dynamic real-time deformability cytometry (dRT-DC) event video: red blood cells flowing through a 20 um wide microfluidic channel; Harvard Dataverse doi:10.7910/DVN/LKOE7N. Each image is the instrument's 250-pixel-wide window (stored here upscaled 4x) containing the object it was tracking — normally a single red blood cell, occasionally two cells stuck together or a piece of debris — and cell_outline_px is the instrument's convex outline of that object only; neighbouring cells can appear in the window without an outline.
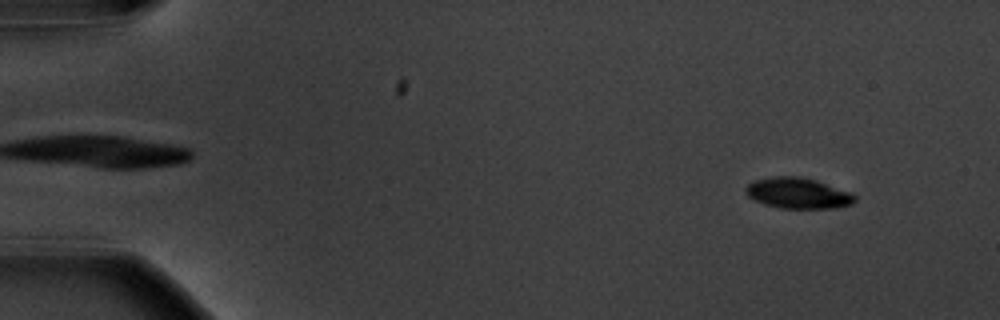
{"species": "common noctule bat (a hibernating species)", "species_latin": "Nyctalus noctula", "temperature_condition": "warm", "stored_images_in_passage": 56, "camera_frame_rate_fps": 3000, "um_per_image_px": 0.085, "animal": {"sex": "male", "body_mass_g": 20.1, "forearm_length_mm": 53.5}, "frame": {"image": 1, "passage_image": 5, "time_ms": 1.333, "image_size_px": [1000, 320], "cell_outline_px": [[856, 200], [852, 204], [836, 208], [780, 208], [764, 204], [748, 196], [744, 188], [752, 180], [772, 176], [800, 176], [816, 180], [852, 192], [856, 196]], "centroid_in_image_um": [67.84, 16.41], "position_along_channel_um": 17.2, "area_um2": 19.77}}
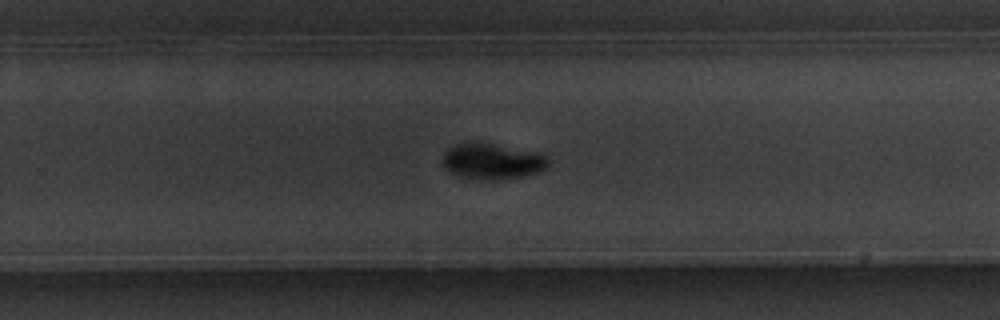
{"frame": {"image": 2, "passage_image": 37, "time_ms": 12.0, "image_size_px": [1000, 320], "cell_outline_px": [[548, 164], [544, 168], [536, 172], [524, 176], [492, 180], [460, 176], [452, 172], [444, 164], [444, 152], [448, 148], [456, 144], [492, 144], [536, 152], [548, 156]], "centroid_in_image_um": [41.87, 13.72], "position_along_channel_um": 287.9, "area_um2": 21.15}}
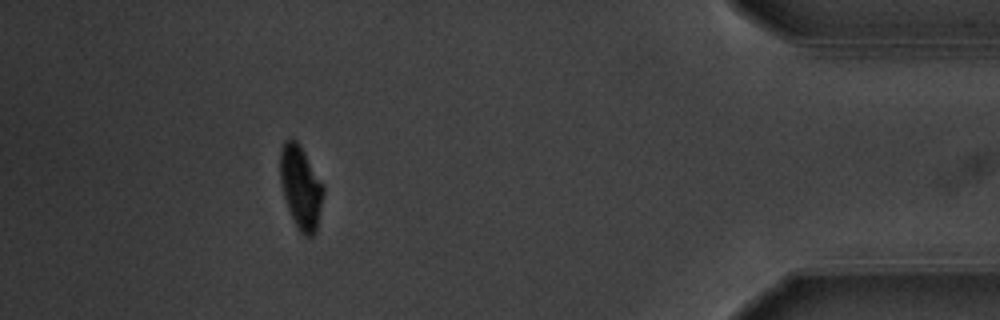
{"frame": {"image": 3, "passage_image": 51, "time_ms": 16.667, "image_size_px": [1000, 320], "cell_outline_px": [[324, 192], [316, 232], [312, 236], [304, 236], [296, 228], [288, 208], [280, 184], [280, 148], [284, 140], [288, 136], [296, 140], [300, 144], [324, 184]], "centroid_in_image_um": [25.56, 15.88], "position_along_channel_um": 409.6, "area_um2": 21.33}, "authors_computed_cell_mechanics": {"area_um2": 21.0681, "velocity_mm_per_s": 3.6295, "shape_relaxation_time_tau1_ms": 2.2762, "shape_relaxation_time_tau2_ms": null, "deformation_change_tau1": 0.1428, "deformation_change_tau2": null}}